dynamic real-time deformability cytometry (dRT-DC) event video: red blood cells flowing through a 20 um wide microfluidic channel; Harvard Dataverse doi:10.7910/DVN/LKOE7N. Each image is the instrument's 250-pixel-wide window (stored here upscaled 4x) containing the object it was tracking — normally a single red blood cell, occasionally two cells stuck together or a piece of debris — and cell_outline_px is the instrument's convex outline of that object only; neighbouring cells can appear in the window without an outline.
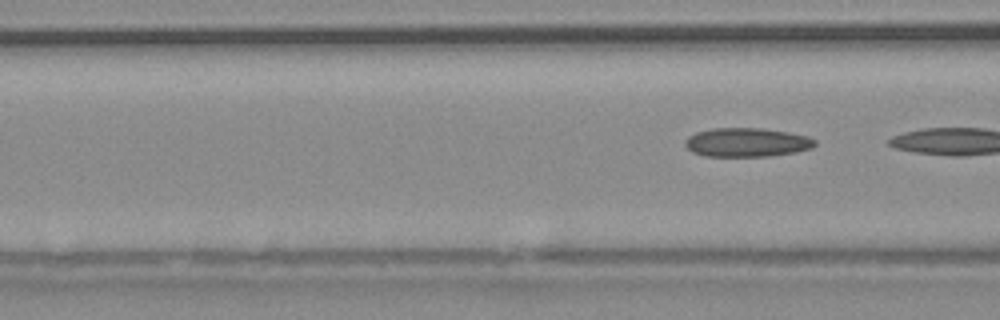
{"species": "common noctule bat (a hibernating species)", "species_latin": "Nyctalus noctula", "temperature_condition": "warm", "stored_images_in_passage": 18, "camera_frame_rate_fps": 3000, "um_per_image_px": 0.085, "animal": {"sex": "male", "body_mass_g": 20.4}, "frame": {"image": 1, "passage_image": 18, "time_ms": 5.667, "image_size_px": [1000, 320], "cell_outline_px": [[816, 144], [812, 148], [796, 152], [768, 156], [704, 156], [692, 152], [684, 144], [684, 140], [688, 136], [696, 132], [712, 128], [760, 128], [788, 132], [808, 136], [816, 140]], "centroid_in_image_um": [63.47, 12.1], "position_along_channel_um": 103.1, "area_um2": 21.96}}